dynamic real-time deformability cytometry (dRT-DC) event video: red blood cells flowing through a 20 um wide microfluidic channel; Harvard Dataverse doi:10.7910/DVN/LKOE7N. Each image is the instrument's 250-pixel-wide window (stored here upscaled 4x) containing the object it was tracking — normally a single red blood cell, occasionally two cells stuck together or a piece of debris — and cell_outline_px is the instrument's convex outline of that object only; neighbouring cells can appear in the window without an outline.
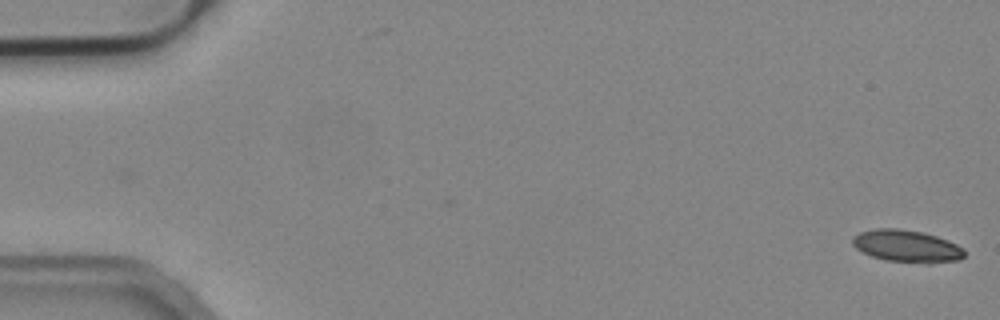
{"species": "common noctule bat (a hibernating species)", "species_latin": "Nyctalus noctula", "temperature_condition": "cold", "stored_images_in_passage": 54, "camera_frame_rate_fps": 3000, "um_per_image_px": 0.085, "animal": {"sex": "male", "body_mass_g": 19.2, "forearm_length_mm": 51.8}, "frame": {"image": 1, "passage_image": 1, "time_ms": 0.0, "image_size_px": [1000, 320], "cell_outline_px": [[964, 256], [960, 260], [928, 264], [888, 260], [872, 256], [856, 248], [852, 244], [852, 236], [860, 232], [876, 228], [896, 228], [924, 232], [948, 240], [964, 248]], "centroid_in_image_um": [77.1, 20.92], "position_along_channel_um": 7.9, "area_um2": 21.1}}
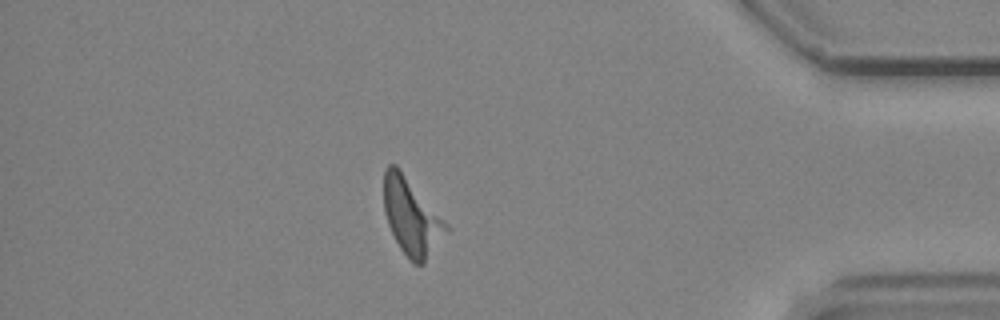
{"frame": {"image": 2, "passage_image": 47, "time_ms": 15.333, "image_size_px": [1000, 320], "cell_outline_px": [[452, 228], [424, 264], [412, 264], [408, 260], [400, 248], [388, 224], [384, 212], [384, 168], [388, 164], [396, 164], [400, 168]], "centroid_in_image_um": [35.0, 18.44], "position_along_channel_um": 400.2, "area_um2": 28.21}}
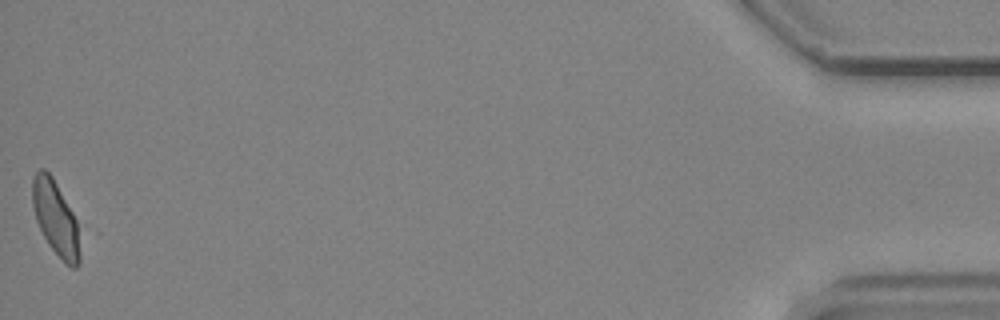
{"frame": {"image": 3, "passage_image": 54, "time_ms": 17.667, "image_size_px": [1000, 320], "cell_outline_px": [[84, 232], [80, 264], [76, 268], [72, 268], [64, 264], [48, 244], [36, 220], [32, 204], [32, 176], [40, 168], [44, 168], [52, 176]], "centroid_in_image_um": [4.81, 18.64], "position_along_channel_um": 430.4, "area_um2": 21.68}}